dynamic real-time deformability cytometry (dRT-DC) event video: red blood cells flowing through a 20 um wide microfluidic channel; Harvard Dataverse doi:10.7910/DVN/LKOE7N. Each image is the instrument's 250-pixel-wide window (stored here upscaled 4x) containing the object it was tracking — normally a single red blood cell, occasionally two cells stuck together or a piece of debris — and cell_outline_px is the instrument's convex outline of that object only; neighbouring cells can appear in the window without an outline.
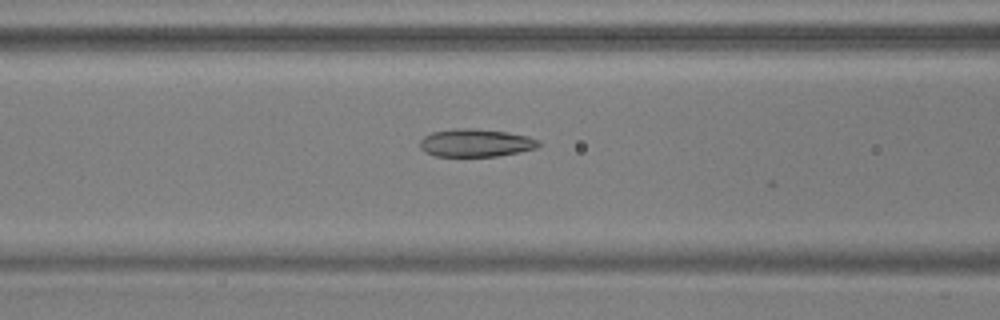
{"species": "common noctule bat (a hibernating species)", "species_latin": "Nyctalus noctula", "temperature_condition": "warm", "stored_images_in_passage": 28, "camera_frame_rate_fps": 3000, "um_per_image_px": 0.085, "animal": {"sex": "male", "body_mass_g": 17.9, "forearm_length_mm": 54.2}, "frame": {"image": 1, "passage_image": 23, "time_ms": 7.333, "image_size_px": [1000, 320], "cell_outline_px": [[540, 144], [536, 148], [496, 156], [436, 156], [424, 152], [420, 148], [420, 140], [424, 136], [432, 132], [456, 128], [472, 128], [508, 132], [528, 136], [540, 140]], "centroid_in_image_um": [40.41, 12.14], "position_along_channel_um": 126.2, "area_um2": 19.25}}
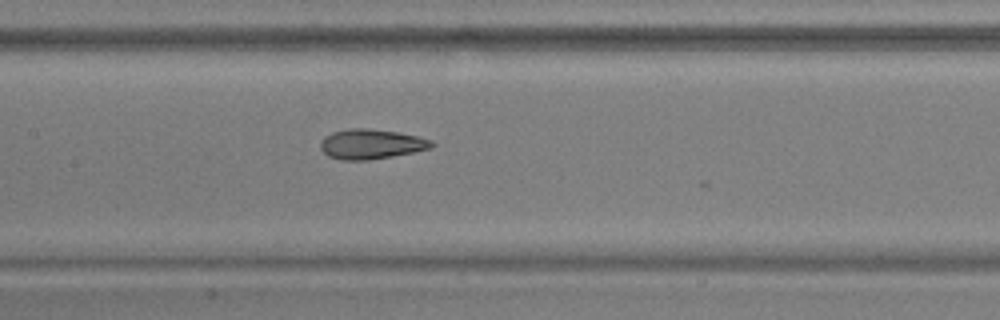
{"frame": {"image": 2, "passage_image": 27, "time_ms": 8.667, "image_size_px": [1000, 320], "cell_outline_px": [[436, 144], [432, 148], [392, 156], [368, 160], [340, 160], [328, 156], [320, 148], [320, 144], [324, 136], [332, 132], [352, 128], [368, 128], [396, 132], [416, 136], [432, 140]], "centroid_in_image_um": [31.54, 12.25], "position_along_channel_um": 175.9, "area_um2": 19.31}}